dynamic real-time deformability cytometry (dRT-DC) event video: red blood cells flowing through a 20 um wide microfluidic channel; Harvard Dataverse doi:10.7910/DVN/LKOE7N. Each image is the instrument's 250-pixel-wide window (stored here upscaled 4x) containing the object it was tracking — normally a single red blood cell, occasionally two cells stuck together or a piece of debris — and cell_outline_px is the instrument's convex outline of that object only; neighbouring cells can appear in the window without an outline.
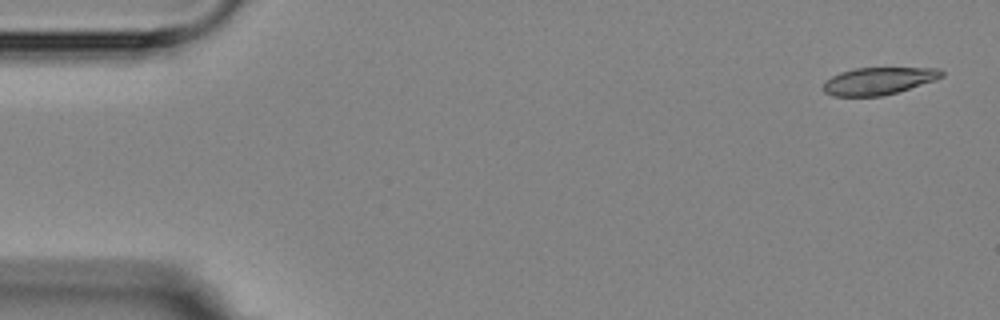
{"species": "Egyptian fruit bat (a non-hibernating species)", "species_latin": "Rousettus aegyptiacus", "temperature_condition": "room temperature", "stored_images_in_passage": 4, "camera_frame_rate_fps": 3000, "um_per_image_px": 0.085, "animal": {"sex": "female"}, "frame": {"image": 1, "passage_image": 1, "time_ms": 0.0, "image_size_px": [1000, 320], "cell_outline_px": [[944, 76], [936, 80], [896, 92], [880, 96], [832, 96], [824, 92], [820, 88], [824, 80], [840, 72], [856, 68], [940, 68], [944, 72]], "centroid_in_image_um": [74.63, 6.88], "position_along_channel_um": 10.4, "area_um2": 18.96}}
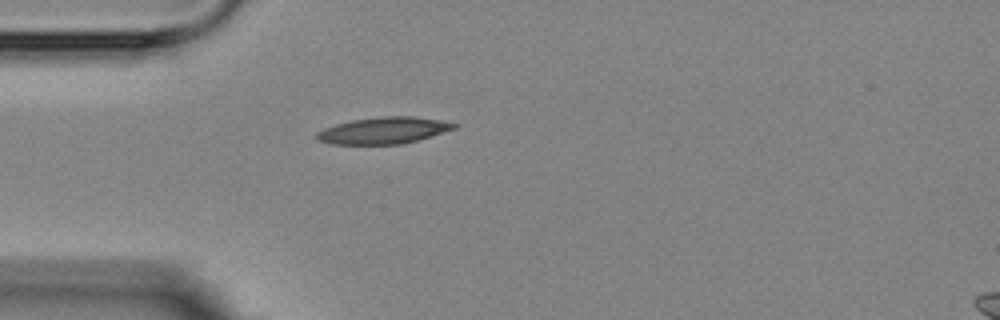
{"frame": {"image": 2, "passage_image": 4, "time_ms": 4.333, "image_size_px": [1000, 320], "cell_outline_px": [[456, 128], [416, 140], [400, 144], [332, 144], [316, 140], [312, 136], [316, 132], [324, 128], [336, 124], [352, 120], [380, 116], [412, 116], [436, 120], [456, 124]], "centroid_in_image_um": [32.49, 11.09], "position_along_channel_um": 52.5, "area_um2": 21.1}}